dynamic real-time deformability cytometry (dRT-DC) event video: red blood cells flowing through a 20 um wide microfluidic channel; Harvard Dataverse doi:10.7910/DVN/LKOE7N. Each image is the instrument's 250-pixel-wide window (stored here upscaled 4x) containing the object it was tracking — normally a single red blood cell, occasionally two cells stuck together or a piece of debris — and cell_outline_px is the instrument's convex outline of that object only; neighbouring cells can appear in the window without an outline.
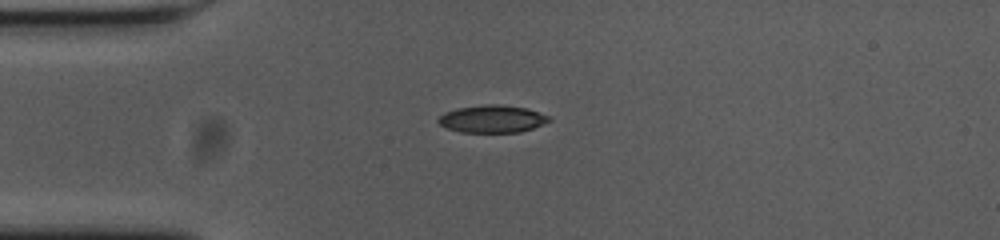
{"species": "common noctule bat (a hibernating species)", "species_latin": "Nyctalus noctula", "temperature_condition": "cold", "stored_images_in_passage": 42, "camera_frame_rate_fps": 3000, "um_per_image_px": 0.085, "animal": {"sex": "female", "body_mass_g": 23.0, "forearm_length_mm": 53.4}, "frame": {"image": 1, "passage_image": 1, "time_ms": 0.0, "image_size_px": [1000, 240], "cell_outline_px": [[552, 120], [532, 128], [520, 132], [460, 132], [448, 128], [440, 124], [436, 120], [444, 112], [456, 108], [488, 104], [500, 104], [528, 108], [552, 116]], "centroid_in_image_um": [41.87, 10.09], "position_along_channel_um": 43.1, "area_um2": 17.86}}
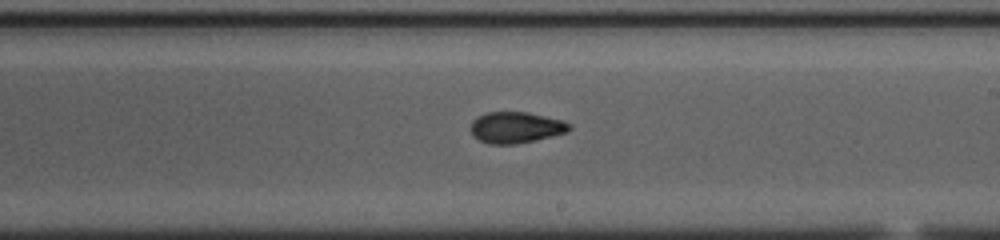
{"frame": {"image": 2, "passage_image": 19, "time_ms": 6.0, "image_size_px": [1000, 240], "cell_outline_px": [[572, 128], [568, 132], [536, 140], [516, 144], [488, 144], [472, 136], [472, 120], [476, 116], [488, 112], [528, 112], [560, 120], [572, 124]], "centroid_in_image_um": [43.85, 10.84], "position_along_channel_um": 245.1, "area_um2": 17.98}}
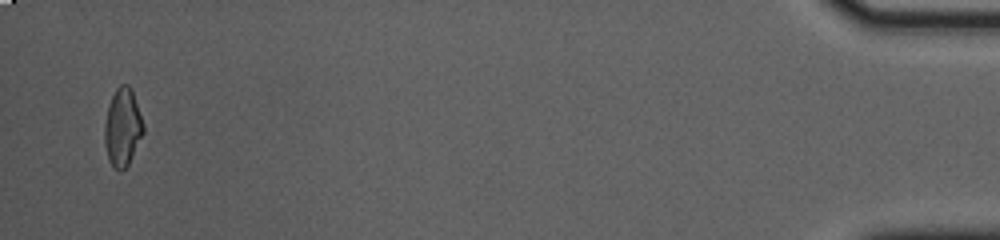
{"frame": {"image": 3, "passage_image": 41, "time_ms": 13.333, "image_size_px": [1000, 240], "cell_outline_px": [[144, 132], [128, 164], [120, 172], [108, 160], [104, 140], [104, 124], [108, 104], [116, 88], [120, 84], [128, 84], [132, 92], [144, 124]], "centroid_in_image_um": [10.4, 10.81], "position_along_channel_um": 424.8, "area_um2": 17.46}, "authors_computed_cell_mechanics": {"area_um2": 17.8024, "velocity_mm_per_s": 3.6891, "shape_relaxation_time_tau1_ms": null, "shape_relaxation_time_tau2_ms": 2.9201, "deformation_change_tau1": null, "deformation_change_tau2": 0.0847}}